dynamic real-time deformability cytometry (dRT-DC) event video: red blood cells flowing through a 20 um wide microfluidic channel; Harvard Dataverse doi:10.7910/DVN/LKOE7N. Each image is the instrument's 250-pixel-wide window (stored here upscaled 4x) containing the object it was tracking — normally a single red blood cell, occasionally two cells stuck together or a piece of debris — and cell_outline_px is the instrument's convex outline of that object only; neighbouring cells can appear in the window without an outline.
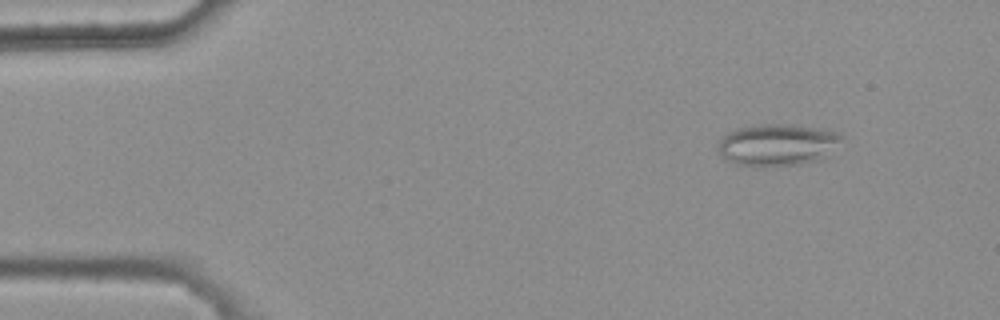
{"species": "common noctule bat (a hibernating species)", "species_latin": "Nyctalus noctula", "temperature_condition": "warm", "stored_images_in_passage": 6, "camera_frame_rate_fps": 3000, "um_per_image_px": 0.085, "animal": {"sex": "female", "body_mass_g": 25.1}, "frame": {"image": 1, "passage_image": 2, "time_ms": 0.333, "image_size_px": [1000, 320], "cell_outline_px": [[844, 136], [820, 160], [800, 164], [764, 168], [736, 164], [728, 160], [716, 148], [720, 140], [728, 132], [736, 128], [760, 124], [792, 124], [836, 132]], "centroid_in_image_um": [66.02, 12.32], "position_along_channel_um": 19.0, "area_um2": 30.06}}